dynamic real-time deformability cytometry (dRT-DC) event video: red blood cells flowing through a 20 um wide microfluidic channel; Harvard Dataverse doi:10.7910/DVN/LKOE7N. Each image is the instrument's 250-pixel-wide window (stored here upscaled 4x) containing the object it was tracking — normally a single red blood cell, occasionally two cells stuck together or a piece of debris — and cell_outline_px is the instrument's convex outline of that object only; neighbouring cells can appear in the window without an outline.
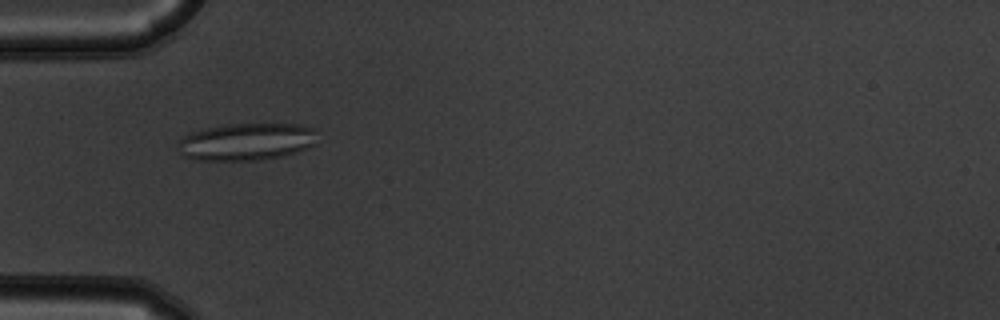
{"species": "common noctule bat (a hibernating species)", "species_latin": "Nyctalus noctula", "temperature_condition": "warm", "stored_images_in_passage": 55, "camera_frame_rate_fps": 3000, "um_per_image_px": 0.085, "animal": {"sex": "male", "body_mass_g": 19.5, "forearm_length_mm": 54.6}, "frame": {"image": 1, "passage_image": 18, "time_ms": 5.667, "image_size_px": [1000, 320], "cell_outline_px": [[320, 128], [316, 144], [296, 152], [284, 156], [260, 160], [192, 160], [184, 156], [180, 152], [176, 144], [184, 136], [192, 132], [204, 128], [224, 124], [300, 124]], "centroid_in_image_um": [21.01, 12.04], "position_along_channel_um": 64.0, "area_um2": 30.92}}
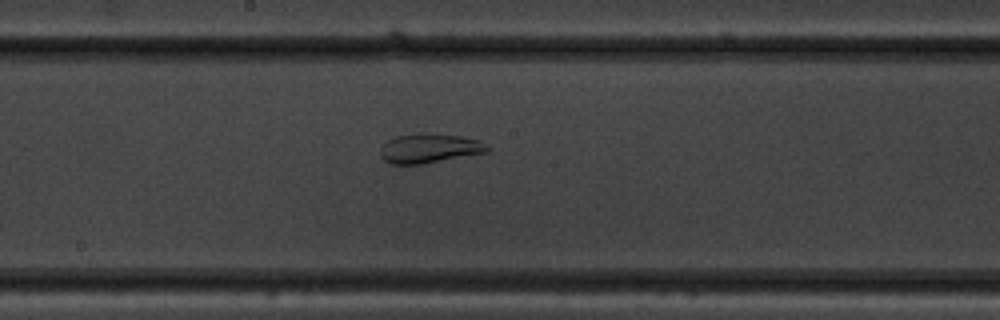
{"frame": {"image": 2, "passage_image": 30, "time_ms": 9.667, "image_size_px": [1000, 320], "cell_outline_px": [[488, 152], [420, 164], [392, 164], [384, 160], [380, 156], [380, 148], [388, 140], [396, 136], [416, 132], [428, 132], [460, 136], [480, 140], [488, 148]], "centroid_in_image_um": [36.46, 12.58], "position_along_channel_um": 211.7, "area_um2": 18.38}}
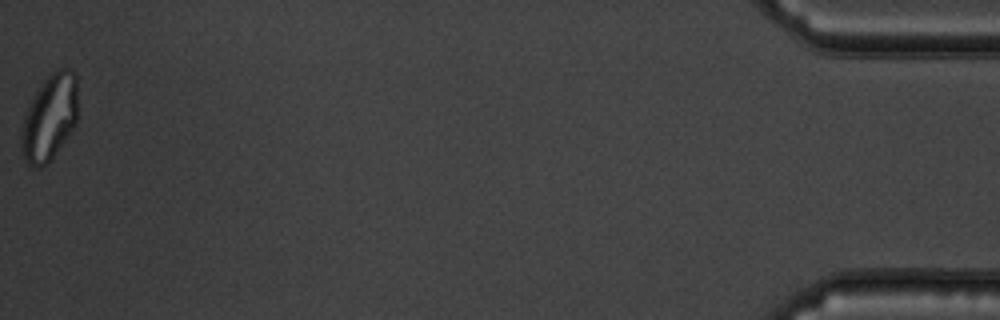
{"frame": {"image": 3, "passage_image": 55, "time_ms": 18.0, "image_size_px": [1000, 320], "cell_outline_px": [[76, 124], [48, 164], [40, 168], [36, 168], [28, 164], [24, 160], [20, 148], [20, 128], [24, 116], [36, 92], [44, 80], [52, 72], [60, 68], [72, 68], [76, 72]], "centroid_in_image_um": [4.19, 10.02], "position_along_channel_um": 431.0, "area_um2": 28.44}, "authors_computed_cell_mechanics": {"area_um2": 26.7036, "velocity_mm_per_s": 3.7331, "shape_relaxation_time_tau1_ms": null, "shape_relaxation_time_tau2_ms": 1.4017, "deformation_change_tau1": null, "deformation_change_tau2": 0.086}}